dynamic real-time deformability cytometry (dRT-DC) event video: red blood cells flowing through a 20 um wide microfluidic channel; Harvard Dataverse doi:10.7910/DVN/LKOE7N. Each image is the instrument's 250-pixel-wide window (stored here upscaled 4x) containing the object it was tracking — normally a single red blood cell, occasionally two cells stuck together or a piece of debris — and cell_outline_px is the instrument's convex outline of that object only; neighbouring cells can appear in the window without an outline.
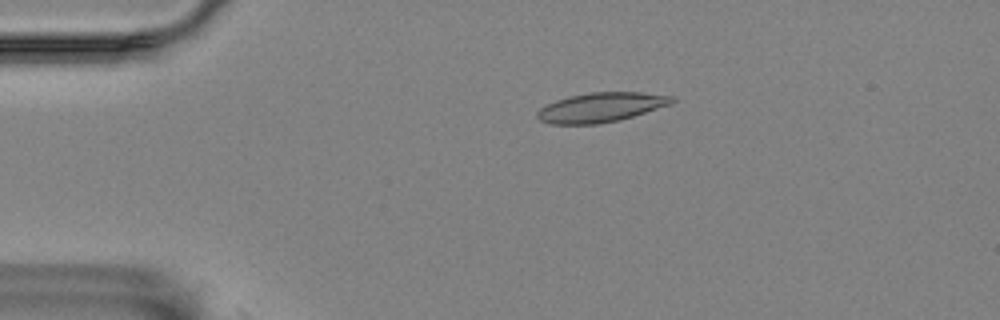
{"species": "Egyptian fruit bat (a non-hibernating species)", "species_latin": "Rousettus aegyptiacus", "temperature_condition": "room temperature", "stored_images_in_passage": 13, "camera_frame_rate_fps": 3000, "um_per_image_px": 0.085, "animal": {"sex": "female"}, "frame": {"image": 1, "passage_image": 12, "time_ms": 3.667, "image_size_px": [1000, 320], "cell_outline_px": [[676, 100], [672, 104], [620, 120], [596, 124], [548, 124], [540, 120], [536, 116], [536, 112], [540, 108], [556, 100], [572, 96], [592, 92], [640, 92], [672, 96]], "centroid_in_image_um": [51.09, 9.13], "position_along_channel_um": 33.9, "area_um2": 23.06}}